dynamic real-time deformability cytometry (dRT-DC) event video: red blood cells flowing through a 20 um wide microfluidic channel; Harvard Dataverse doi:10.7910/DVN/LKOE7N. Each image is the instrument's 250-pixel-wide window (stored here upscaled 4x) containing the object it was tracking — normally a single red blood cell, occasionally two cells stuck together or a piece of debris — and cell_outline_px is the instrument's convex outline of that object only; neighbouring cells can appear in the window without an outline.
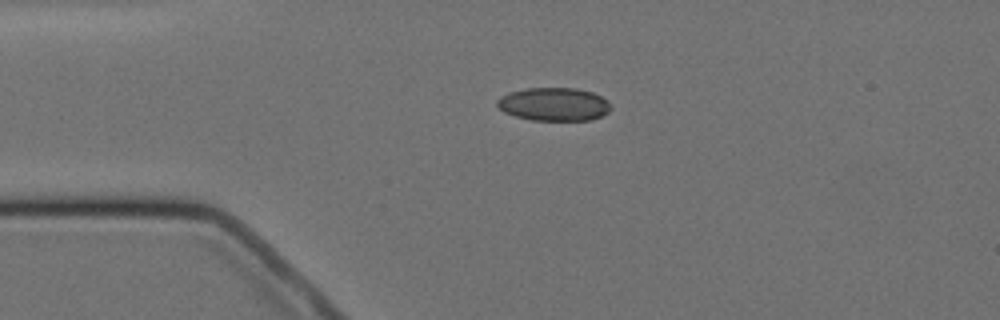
{"species": "Egyptian fruit bat (a non-hibernating species)", "species_latin": "Rousettus aegyptiacus", "temperature_condition": "cold", "stored_images_in_passage": 2, "camera_frame_rate_fps": 3000, "um_per_image_px": 0.085, "animal": {"sex": "female"}, "frame": {"image": 1, "passage_image": 1, "time_ms": 0.0, "image_size_px": [1000, 320], "cell_outline_px": [[612, 108], [608, 112], [600, 116], [588, 120], [532, 120], [516, 116], [504, 112], [496, 104], [496, 100], [500, 96], [508, 92], [524, 88], [576, 88], [592, 92], [608, 100]], "centroid_in_image_um": [47.06, 8.85], "position_along_channel_um": 37.9, "area_um2": 22.08}}